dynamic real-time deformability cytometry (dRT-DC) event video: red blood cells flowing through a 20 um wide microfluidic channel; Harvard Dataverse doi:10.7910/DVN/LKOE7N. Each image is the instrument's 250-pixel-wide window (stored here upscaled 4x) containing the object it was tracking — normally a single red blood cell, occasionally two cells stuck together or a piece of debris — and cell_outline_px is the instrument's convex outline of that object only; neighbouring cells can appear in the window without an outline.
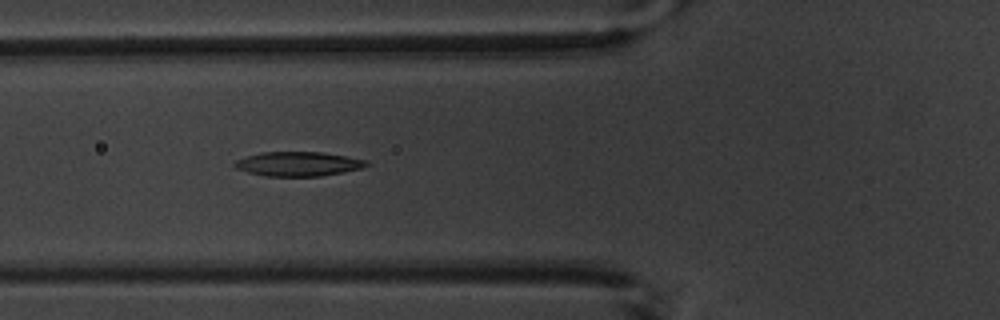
{"species": "common noctule bat (a hibernating species)", "species_latin": "Nyctalus noctula", "temperature_condition": "warm", "stored_images_in_passage": 9, "camera_frame_rate_fps": 3000, "um_per_image_px": 0.085, "animal": {"sex": "male", "body_mass_g": 20.1, "forearm_length_mm": 53.5}, "frame": {"image": 1, "passage_image": 6, "time_ms": 6.667, "image_size_px": [1000, 320], "cell_outline_px": [[372, 164], [364, 168], [344, 172], [320, 176], [264, 176], [248, 172], [236, 168], [232, 164], [236, 160], [260, 152], [324, 152], [368, 160]], "centroid_in_image_um": [25.41, 13.93], "position_along_channel_um": 100.4, "area_um2": 18.9}}
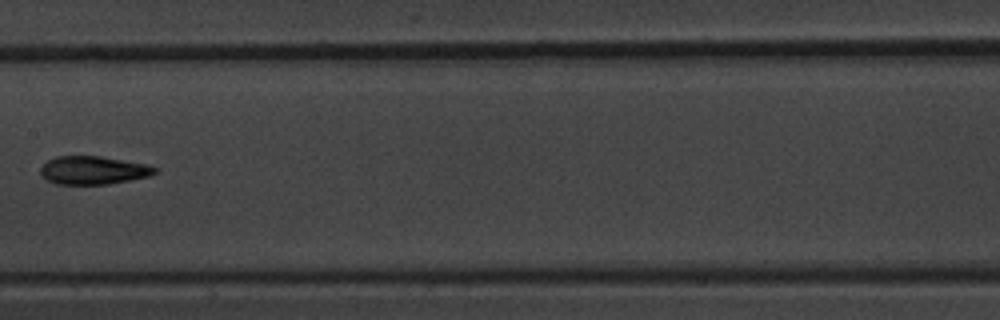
{"frame": {"image": 2, "passage_image": 8, "time_ms": 9.333, "image_size_px": [1000, 320], "cell_outline_px": [[160, 168], [156, 172], [148, 176], [108, 184], [56, 184], [40, 176], [40, 168], [48, 160], [56, 156], [100, 156], [144, 164]], "centroid_in_image_um": [7.89, 14.47], "position_along_channel_um": 199.5, "area_um2": 18.67}}
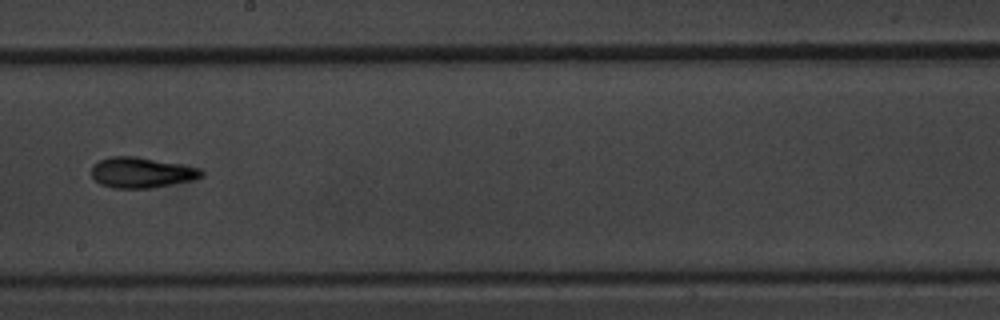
{"frame": {"image": 3, "passage_image": 9, "time_ms": 10.333, "image_size_px": [1000, 320], "cell_outline_px": [[204, 176], [192, 180], [148, 188], [112, 188], [100, 184], [92, 176], [92, 164], [108, 156], [136, 156], [180, 164], [200, 168], [204, 172]], "centroid_in_image_um": [12.01, 14.66], "position_along_channel_um": 236.2, "area_um2": 19.54}}